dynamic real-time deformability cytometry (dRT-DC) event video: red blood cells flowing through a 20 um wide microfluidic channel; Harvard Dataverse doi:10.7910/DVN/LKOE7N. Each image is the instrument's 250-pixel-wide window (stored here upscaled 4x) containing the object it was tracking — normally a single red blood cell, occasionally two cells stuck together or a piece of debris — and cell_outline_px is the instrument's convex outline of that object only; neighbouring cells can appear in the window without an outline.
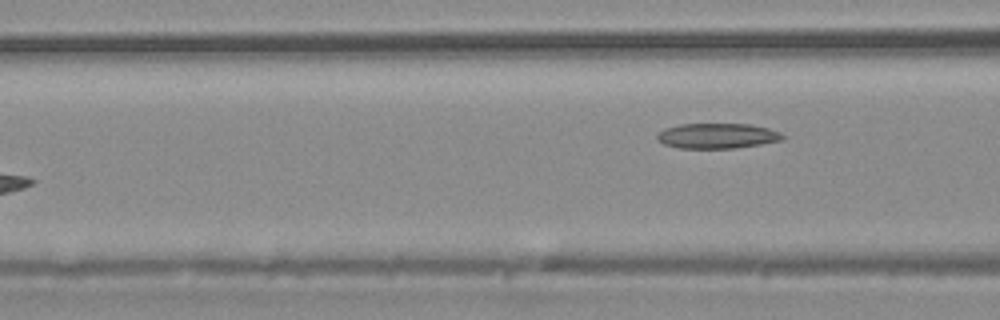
{"species": "common noctule bat (a hibernating species)", "species_latin": "Nyctalus noctula", "temperature_condition": "warm", "stored_images_in_passage": 4, "camera_frame_rate_fps": 3000, "um_per_image_px": 0.085, "animal": {"sex": "male", "body_mass_g": 20.4}, "frame": {"image": 1, "passage_image": 4, "time_ms": 3.667, "image_size_px": [1000, 320], "cell_outline_px": [[784, 140], [736, 148], [680, 148], [664, 144], [656, 140], [656, 136], [664, 128], [680, 124], [748, 124], [768, 128], [780, 132], [784, 136]], "centroid_in_image_um": [60.96, 11.55], "position_along_channel_um": 105.6, "area_um2": 18.44}}